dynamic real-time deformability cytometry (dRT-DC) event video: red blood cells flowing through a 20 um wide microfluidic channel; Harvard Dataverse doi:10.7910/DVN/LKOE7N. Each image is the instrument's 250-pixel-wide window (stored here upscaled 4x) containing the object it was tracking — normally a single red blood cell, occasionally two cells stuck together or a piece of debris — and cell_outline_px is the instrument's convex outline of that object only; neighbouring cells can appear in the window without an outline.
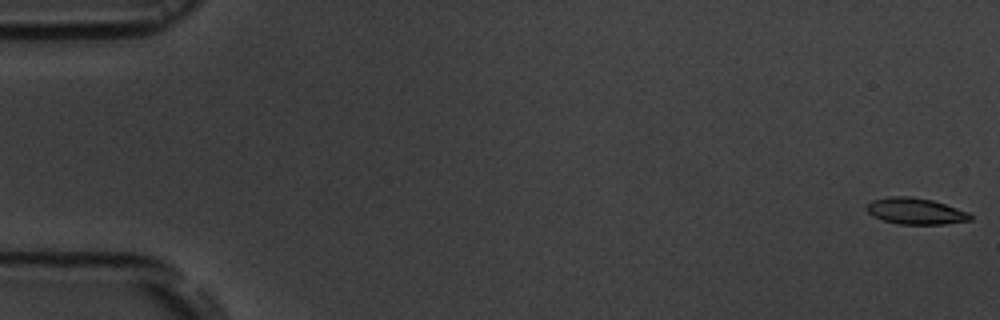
{"species": "common noctule bat (a hibernating species)", "species_latin": "Nyctalus noctula", "temperature_condition": "room temperature", "stored_images_in_passage": 6, "camera_frame_rate_fps": 3000, "um_per_image_px": 0.085, "animal": {"sex": "male", "body_mass_g": 19.5, "forearm_length_mm": 54.6}, "frame": {"image": 1, "passage_image": 1, "time_ms": 0.0, "image_size_px": [1000, 320], "cell_outline_px": [[972, 220], [944, 224], [900, 224], [884, 220], [872, 216], [868, 212], [868, 204], [872, 200], [888, 196], [912, 196], [932, 200], [968, 212], [972, 216]], "centroid_in_image_um": [77.82, 17.94], "position_along_channel_um": 7.2, "area_um2": 15.78}}
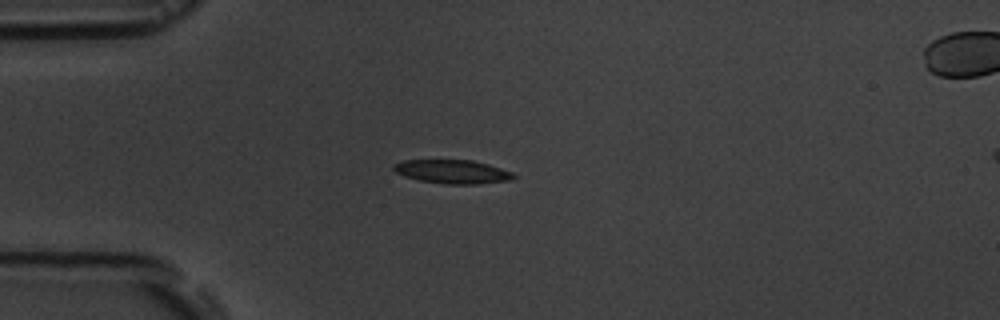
{"frame": {"image": 2, "passage_image": 4, "time_ms": 4.667, "image_size_px": [1000, 320], "cell_outline_px": [[516, 176], [512, 180], [476, 184], [444, 184], [420, 180], [404, 176], [396, 172], [392, 168], [392, 164], [404, 160], [472, 160], [488, 164], [512, 172]], "centroid_in_image_um": [38.45, 14.59], "position_along_channel_um": 46.6, "area_um2": 16.59}}
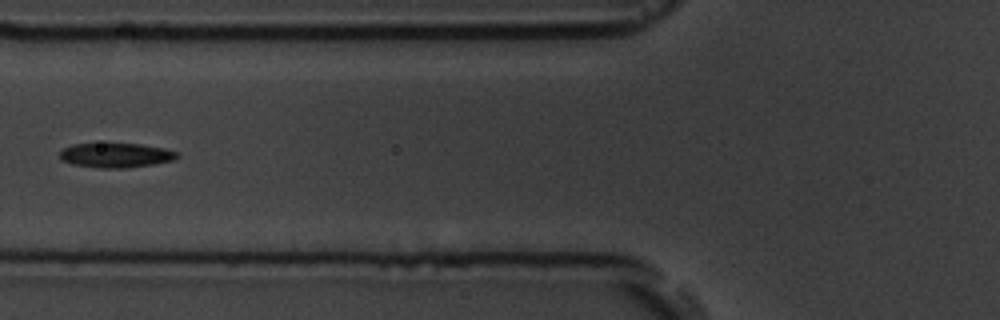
{"frame": {"image": 3, "passage_image": 6, "time_ms": 7.0, "image_size_px": [1000, 320], "cell_outline_px": [[180, 156], [172, 160], [152, 164], [124, 168], [100, 168], [72, 164], [64, 160], [60, 156], [60, 152], [64, 148], [72, 144], [140, 144], [164, 148], [180, 152]], "centroid_in_image_um": [9.89, 13.19], "position_along_channel_um": 115.9, "area_um2": 16.59}}